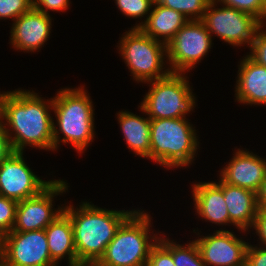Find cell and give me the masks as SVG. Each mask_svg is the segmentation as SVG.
I'll return each mask as SVG.
<instances>
[{
	"mask_svg": "<svg viewBox=\"0 0 266 266\" xmlns=\"http://www.w3.org/2000/svg\"><path fill=\"white\" fill-rule=\"evenodd\" d=\"M52 99V101H51ZM44 101L37 93L15 90L3 93L0 101L2 119L6 120L7 132L13 151L23 152L25 146H34L44 150H54L53 119L48 109L53 107V98ZM5 125L15 132L12 137Z\"/></svg>",
	"mask_w": 266,
	"mask_h": 266,
	"instance_id": "obj_1",
	"label": "cell"
},
{
	"mask_svg": "<svg viewBox=\"0 0 266 266\" xmlns=\"http://www.w3.org/2000/svg\"><path fill=\"white\" fill-rule=\"evenodd\" d=\"M63 208L72 223L77 264H96L117 229L134 212L106 210L88 202L75 210L71 205Z\"/></svg>",
	"mask_w": 266,
	"mask_h": 266,
	"instance_id": "obj_2",
	"label": "cell"
},
{
	"mask_svg": "<svg viewBox=\"0 0 266 266\" xmlns=\"http://www.w3.org/2000/svg\"><path fill=\"white\" fill-rule=\"evenodd\" d=\"M53 99V111L57 123L53 121L54 150L60 143L59 132L64 135L61 142L71 143L80 153L90 145L94 137L93 105L84 88L61 89Z\"/></svg>",
	"mask_w": 266,
	"mask_h": 266,
	"instance_id": "obj_3",
	"label": "cell"
},
{
	"mask_svg": "<svg viewBox=\"0 0 266 266\" xmlns=\"http://www.w3.org/2000/svg\"><path fill=\"white\" fill-rule=\"evenodd\" d=\"M195 129L181 118L150 119V159L165 167H185L199 142Z\"/></svg>",
	"mask_w": 266,
	"mask_h": 266,
	"instance_id": "obj_4",
	"label": "cell"
},
{
	"mask_svg": "<svg viewBox=\"0 0 266 266\" xmlns=\"http://www.w3.org/2000/svg\"><path fill=\"white\" fill-rule=\"evenodd\" d=\"M150 222L149 214L135 210L117 229L95 266H147L150 250L159 239L154 235L149 242Z\"/></svg>",
	"mask_w": 266,
	"mask_h": 266,
	"instance_id": "obj_5",
	"label": "cell"
},
{
	"mask_svg": "<svg viewBox=\"0 0 266 266\" xmlns=\"http://www.w3.org/2000/svg\"><path fill=\"white\" fill-rule=\"evenodd\" d=\"M119 50L136 81H155L170 73L169 68L162 71L166 44L149 37L140 28H131L125 33Z\"/></svg>",
	"mask_w": 266,
	"mask_h": 266,
	"instance_id": "obj_6",
	"label": "cell"
},
{
	"mask_svg": "<svg viewBox=\"0 0 266 266\" xmlns=\"http://www.w3.org/2000/svg\"><path fill=\"white\" fill-rule=\"evenodd\" d=\"M188 83L182 73L173 72L150 81L152 87L141 103V111L150 119L185 117L195 107V98Z\"/></svg>",
	"mask_w": 266,
	"mask_h": 266,
	"instance_id": "obj_7",
	"label": "cell"
},
{
	"mask_svg": "<svg viewBox=\"0 0 266 266\" xmlns=\"http://www.w3.org/2000/svg\"><path fill=\"white\" fill-rule=\"evenodd\" d=\"M215 2V0L210 1L200 20L210 35L215 33L233 46L247 43L251 47L256 31L263 24L253 15L228 6L216 9Z\"/></svg>",
	"mask_w": 266,
	"mask_h": 266,
	"instance_id": "obj_8",
	"label": "cell"
},
{
	"mask_svg": "<svg viewBox=\"0 0 266 266\" xmlns=\"http://www.w3.org/2000/svg\"><path fill=\"white\" fill-rule=\"evenodd\" d=\"M212 36L200 20H189L175 37L166 44L170 72L182 73L190 70L211 48Z\"/></svg>",
	"mask_w": 266,
	"mask_h": 266,
	"instance_id": "obj_9",
	"label": "cell"
},
{
	"mask_svg": "<svg viewBox=\"0 0 266 266\" xmlns=\"http://www.w3.org/2000/svg\"><path fill=\"white\" fill-rule=\"evenodd\" d=\"M4 266H57L51 259L45 229L4 234Z\"/></svg>",
	"mask_w": 266,
	"mask_h": 266,
	"instance_id": "obj_10",
	"label": "cell"
},
{
	"mask_svg": "<svg viewBox=\"0 0 266 266\" xmlns=\"http://www.w3.org/2000/svg\"><path fill=\"white\" fill-rule=\"evenodd\" d=\"M67 187L66 182L53 180L38 195L18 202L12 231L26 232L45 229L63 213L64 208L52 209V199L65 192Z\"/></svg>",
	"mask_w": 266,
	"mask_h": 266,
	"instance_id": "obj_11",
	"label": "cell"
},
{
	"mask_svg": "<svg viewBox=\"0 0 266 266\" xmlns=\"http://www.w3.org/2000/svg\"><path fill=\"white\" fill-rule=\"evenodd\" d=\"M51 181L37 177L25 163L23 152L12 151L0 161V196L17 202L38 195Z\"/></svg>",
	"mask_w": 266,
	"mask_h": 266,
	"instance_id": "obj_12",
	"label": "cell"
},
{
	"mask_svg": "<svg viewBox=\"0 0 266 266\" xmlns=\"http://www.w3.org/2000/svg\"><path fill=\"white\" fill-rule=\"evenodd\" d=\"M213 234L195 240L206 266H245L248 243L229 230H217Z\"/></svg>",
	"mask_w": 266,
	"mask_h": 266,
	"instance_id": "obj_13",
	"label": "cell"
},
{
	"mask_svg": "<svg viewBox=\"0 0 266 266\" xmlns=\"http://www.w3.org/2000/svg\"><path fill=\"white\" fill-rule=\"evenodd\" d=\"M266 160L238 149L233 159L221 171V180L229 185L257 193L266 177Z\"/></svg>",
	"mask_w": 266,
	"mask_h": 266,
	"instance_id": "obj_14",
	"label": "cell"
},
{
	"mask_svg": "<svg viewBox=\"0 0 266 266\" xmlns=\"http://www.w3.org/2000/svg\"><path fill=\"white\" fill-rule=\"evenodd\" d=\"M11 43L19 50L36 51L49 38L51 17L32 8L14 20Z\"/></svg>",
	"mask_w": 266,
	"mask_h": 266,
	"instance_id": "obj_15",
	"label": "cell"
},
{
	"mask_svg": "<svg viewBox=\"0 0 266 266\" xmlns=\"http://www.w3.org/2000/svg\"><path fill=\"white\" fill-rule=\"evenodd\" d=\"M238 73L236 99L244 104H266V67L247 55Z\"/></svg>",
	"mask_w": 266,
	"mask_h": 266,
	"instance_id": "obj_16",
	"label": "cell"
},
{
	"mask_svg": "<svg viewBox=\"0 0 266 266\" xmlns=\"http://www.w3.org/2000/svg\"><path fill=\"white\" fill-rule=\"evenodd\" d=\"M197 213L215 224H232L223 196V181L203 182L192 185Z\"/></svg>",
	"mask_w": 266,
	"mask_h": 266,
	"instance_id": "obj_17",
	"label": "cell"
},
{
	"mask_svg": "<svg viewBox=\"0 0 266 266\" xmlns=\"http://www.w3.org/2000/svg\"><path fill=\"white\" fill-rule=\"evenodd\" d=\"M223 196L233 225L241 231L251 228L259 210L256 193L223 182Z\"/></svg>",
	"mask_w": 266,
	"mask_h": 266,
	"instance_id": "obj_18",
	"label": "cell"
},
{
	"mask_svg": "<svg viewBox=\"0 0 266 266\" xmlns=\"http://www.w3.org/2000/svg\"><path fill=\"white\" fill-rule=\"evenodd\" d=\"M154 9L147 15L146 21L134 26L140 28L149 37L168 44L189 20L182 13L164 7L154 1ZM158 37V38H157ZM163 37V40H159Z\"/></svg>",
	"mask_w": 266,
	"mask_h": 266,
	"instance_id": "obj_19",
	"label": "cell"
},
{
	"mask_svg": "<svg viewBox=\"0 0 266 266\" xmlns=\"http://www.w3.org/2000/svg\"><path fill=\"white\" fill-rule=\"evenodd\" d=\"M45 233L51 259L58 264V260L68 255L69 265H76L77 253L70 218L63 212L45 228Z\"/></svg>",
	"mask_w": 266,
	"mask_h": 266,
	"instance_id": "obj_20",
	"label": "cell"
},
{
	"mask_svg": "<svg viewBox=\"0 0 266 266\" xmlns=\"http://www.w3.org/2000/svg\"><path fill=\"white\" fill-rule=\"evenodd\" d=\"M118 121L128 148L133 150L135 155L150 159V118L122 111L118 114Z\"/></svg>",
	"mask_w": 266,
	"mask_h": 266,
	"instance_id": "obj_21",
	"label": "cell"
},
{
	"mask_svg": "<svg viewBox=\"0 0 266 266\" xmlns=\"http://www.w3.org/2000/svg\"><path fill=\"white\" fill-rule=\"evenodd\" d=\"M159 239V241L172 253L175 266H206V264L202 261L195 241H192L185 247L180 244H176L175 242H170L169 239Z\"/></svg>",
	"mask_w": 266,
	"mask_h": 266,
	"instance_id": "obj_22",
	"label": "cell"
},
{
	"mask_svg": "<svg viewBox=\"0 0 266 266\" xmlns=\"http://www.w3.org/2000/svg\"><path fill=\"white\" fill-rule=\"evenodd\" d=\"M158 4L182 13L188 20H201L211 0H155ZM191 17H190V16ZM193 17V18H192Z\"/></svg>",
	"mask_w": 266,
	"mask_h": 266,
	"instance_id": "obj_23",
	"label": "cell"
},
{
	"mask_svg": "<svg viewBox=\"0 0 266 266\" xmlns=\"http://www.w3.org/2000/svg\"><path fill=\"white\" fill-rule=\"evenodd\" d=\"M217 3H223V5L243 11L253 15L262 24L263 19H266V7L263 5L262 0H215Z\"/></svg>",
	"mask_w": 266,
	"mask_h": 266,
	"instance_id": "obj_24",
	"label": "cell"
},
{
	"mask_svg": "<svg viewBox=\"0 0 266 266\" xmlns=\"http://www.w3.org/2000/svg\"><path fill=\"white\" fill-rule=\"evenodd\" d=\"M17 204L18 202L15 200L0 196V231L3 234L12 231Z\"/></svg>",
	"mask_w": 266,
	"mask_h": 266,
	"instance_id": "obj_25",
	"label": "cell"
},
{
	"mask_svg": "<svg viewBox=\"0 0 266 266\" xmlns=\"http://www.w3.org/2000/svg\"><path fill=\"white\" fill-rule=\"evenodd\" d=\"M33 8L32 0H0V19L14 20Z\"/></svg>",
	"mask_w": 266,
	"mask_h": 266,
	"instance_id": "obj_26",
	"label": "cell"
},
{
	"mask_svg": "<svg viewBox=\"0 0 266 266\" xmlns=\"http://www.w3.org/2000/svg\"><path fill=\"white\" fill-rule=\"evenodd\" d=\"M118 8L123 14L139 18L150 12L155 0H115Z\"/></svg>",
	"mask_w": 266,
	"mask_h": 266,
	"instance_id": "obj_27",
	"label": "cell"
},
{
	"mask_svg": "<svg viewBox=\"0 0 266 266\" xmlns=\"http://www.w3.org/2000/svg\"><path fill=\"white\" fill-rule=\"evenodd\" d=\"M147 266H175L172 253L159 239L150 250Z\"/></svg>",
	"mask_w": 266,
	"mask_h": 266,
	"instance_id": "obj_28",
	"label": "cell"
},
{
	"mask_svg": "<svg viewBox=\"0 0 266 266\" xmlns=\"http://www.w3.org/2000/svg\"><path fill=\"white\" fill-rule=\"evenodd\" d=\"M263 25L256 31L252 45L250 47L249 56L258 64L266 67V31H261Z\"/></svg>",
	"mask_w": 266,
	"mask_h": 266,
	"instance_id": "obj_29",
	"label": "cell"
},
{
	"mask_svg": "<svg viewBox=\"0 0 266 266\" xmlns=\"http://www.w3.org/2000/svg\"><path fill=\"white\" fill-rule=\"evenodd\" d=\"M33 8L49 14L48 10L63 11L69 6V0H32Z\"/></svg>",
	"mask_w": 266,
	"mask_h": 266,
	"instance_id": "obj_30",
	"label": "cell"
},
{
	"mask_svg": "<svg viewBox=\"0 0 266 266\" xmlns=\"http://www.w3.org/2000/svg\"><path fill=\"white\" fill-rule=\"evenodd\" d=\"M245 266H266V248H257L248 244Z\"/></svg>",
	"mask_w": 266,
	"mask_h": 266,
	"instance_id": "obj_31",
	"label": "cell"
},
{
	"mask_svg": "<svg viewBox=\"0 0 266 266\" xmlns=\"http://www.w3.org/2000/svg\"><path fill=\"white\" fill-rule=\"evenodd\" d=\"M252 227L256 230L262 244L266 247V209H259Z\"/></svg>",
	"mask_w": 266,
	"mask_h": 266,
	"instance_id": "obj_32",
	"label": "cell"
},
{
	"mask_svg": "<svg viewBox=\"0 0 266 266\" xmlns=\"http://www.w3.org/2000/svg\"><path fill=\"white\" fill-rule=\"evenodd\" d=\"M12 147L9 142V138L7 135L4 126L0 127V161L4 159L8 154L12 152Z\"/></svg>",
	"mask_w": 266,
	"mask_h": 266,
	"instance_id": "obj_33",
	"label": "cell"
},
{
	"mask_svg": "<svg viewBox=\"0 0 266 266\" xmlns=\"http://www.w3.org/2000/svg\"><path fill=\"white\" fill-rule=\"evenodd\" d=\"M256 197L258 209H266V177L259 187Z\"/></svg>",
	"mask_w": 266,
	"mask_h": 266,
	"instance_id": "obj_34",
	"label": "cell"
},
{
	"mask_svg": "<svg viewBox=\"0 0 266 266\" xmlns=\"http://www.w3.org/2000/svg\"><path fill=\"white\" fill-rule=\"evenodd\" d=\"M0 266H4V248L0 245Z\"/></svg>",
	"mask_w": 266,
	"mask_h": 266,
	"instance_id": "obj_35",
	"label": "cell"
},
{
	"mask_svg": "<svg viewBox=\"0 0 266 266\" xmlns=\"http://www.w3.org/2000/svg\"><path fill=\"white\" fill-rule=\"evenodd\" d=\"M69 266H95V264H83V263H79L76 265H69Z\"/></svg>",
	"mask_w": 266,
	"mask_h": 266,
	"instance_id": "obj_36",
	"label": "cell"
},
{
	"mask_svg": "<svg viewBox=\"0 0 266 266\" xmlns=\"http://www.w3.org/2000/svg\"><path fill=\"white\" fill-rule=\"evenodd\" d=\"M4 243V234L0 231V245Z\"/></svg>",
	"mask_w": 266,
	"mask_h": 266,
	"instance_id": "obj_37",
	"label": "cell"
},
{
	"mask_svg": "<svg viewBox=\"0 0 266 266\" xmlns=\"http://www.w3.org/2000/svg\"><path fill=\"white\" fill-rule=\"evenodd\" d=\"M2 123V109H1V106H0V127L3 125Z\"/></svg>",
	"mask_w": 266,
	"mask_h": 266,
	"instance_id": "obj_38",
	"label": "cell"
},
{
	"mask_svg": "<svg viewBox=\"0 0 266 266\" xmlns=\"http://www.w3.org/2000/svg\"><path fill=\"white\" fill-rule=\"evenodd\" d=\"M262 3L266 7V0H262Z\"/></svg>",
	"mask_w": 266,
	"mask_h": 266,
	"instance_id": "obj_39",
	"label": "cell"
}]
</instances>
